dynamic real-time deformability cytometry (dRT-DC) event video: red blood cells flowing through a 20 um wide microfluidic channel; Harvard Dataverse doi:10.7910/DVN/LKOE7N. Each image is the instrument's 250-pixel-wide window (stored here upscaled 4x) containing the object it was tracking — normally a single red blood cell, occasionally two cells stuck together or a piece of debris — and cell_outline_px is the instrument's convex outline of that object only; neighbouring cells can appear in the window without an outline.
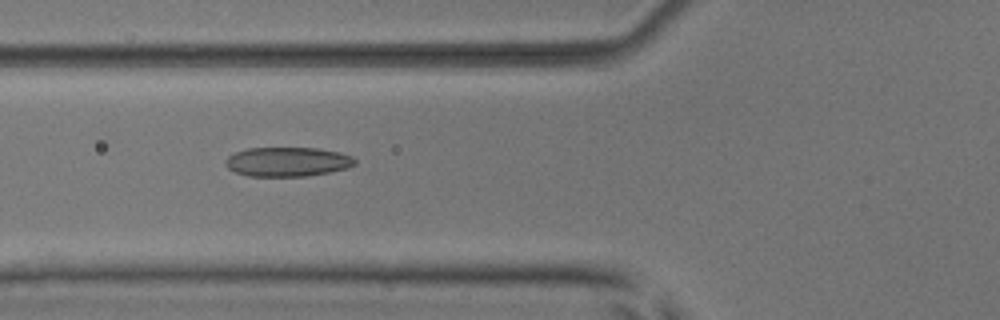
{"species": "common noctule bat (a hibernating species)", "species_latin": "Nyctalus noctula", "temperature_condition": "room temperature", "stored_images_in_passage": 35, "camera_frame_rate_fps": 3000, "um_per_image_px": 0.085, "animal": {"sex": "male", "body_mass_g": 17.9, "forearm_length_mm": 54.2}, "frame": {"image": 1, "passage_image": 3, "time_ms": 0.667, "image_size_px": [1000, 320], "cell_outline_px": [[356, 164], [348, 168], [328, 172], [304, 176], [248, 176], [236, 172], [228, 168], [224, 164], [224, 160], [228, 156], [236, 152], [248, 148], [316, 148], [340, 152], [352, 156], [356, 160]], "centroid_in_image_um": [24.43, 13.75], "position_along_channel_um": 101.4, "area_um2": 22.14}}
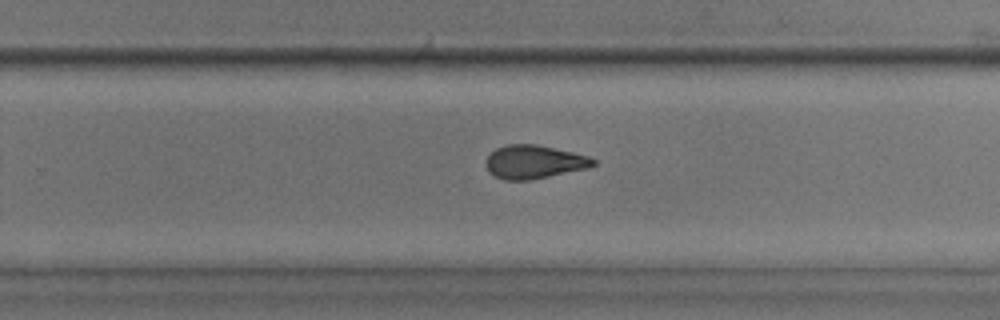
{"frame": {"image": 2, "passage_image": 17, "time_ms": 5.333, "image_size_px": [1000, 320], "cell_outline_px": [[596, 164], [588, 168], [528, 180], [504, 180], [488, 172], [488, 156], [496, 148], [508, 144], [536, 144], [572, 152], [588, 156], [596, 160]], "centroid_in_image_um": [45.41, 13.76], "position_along_channel_um": 284.4, "area_um2": 20.58}}
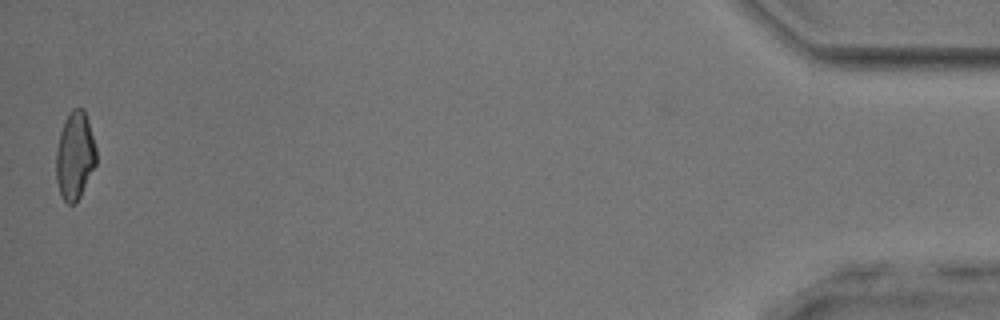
{"frame": {"image": 3, "passage_image": 35, "time_ms": 11.333, "image_size_px": [1000, 320], "cell_outline_px": [[96, 164], [80, 196], [72, 204], [68, 204], [60, 196], [56, 180], [56, 152], [60, 132], [64, 120], [72, 108], [84, 108], [88, 120], [96, 148]], "centroid_in_image_um": [6.35, 13.22], "position_along_channel_um": 428.8, "area_um2": 20.52}}